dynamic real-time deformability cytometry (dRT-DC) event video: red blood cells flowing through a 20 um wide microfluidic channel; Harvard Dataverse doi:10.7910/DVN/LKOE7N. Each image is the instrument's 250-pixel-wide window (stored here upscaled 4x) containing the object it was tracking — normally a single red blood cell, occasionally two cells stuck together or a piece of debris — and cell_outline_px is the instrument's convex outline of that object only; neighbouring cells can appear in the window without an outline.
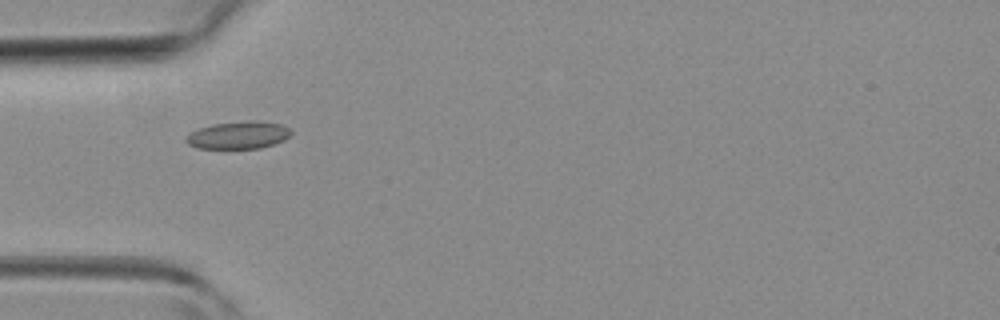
{"species": "common noctule bat (a hibernating species)", "species_latin": "Nyctalus noctula", "temperature_condition": "room temperature", "stored_images_in_passage": 45, "camera_frame_rate_fps": 3000, "um_per_image_px": 0.085, "animal": {"sex": "female", "body_mass_g": 19.3, "forearm_length_mm": 54.1}, "frame": {"image": 1, "passage_image": 14, "time_ms": 4.333, "image_size_px": [1000, 320], "cell_outline_px": [[292, 132], [284, 140], [260, 148], [196, 148], [188, 144], [184, 140], [192, 132], [200, 128], [212, 124], [252, 120], [256, 120], [280, 124], [288, 128]], "centroid_in_image_um": [20.26, 11.48], "position_along_channel_um": 64.7, "area_um2": 16.59}}
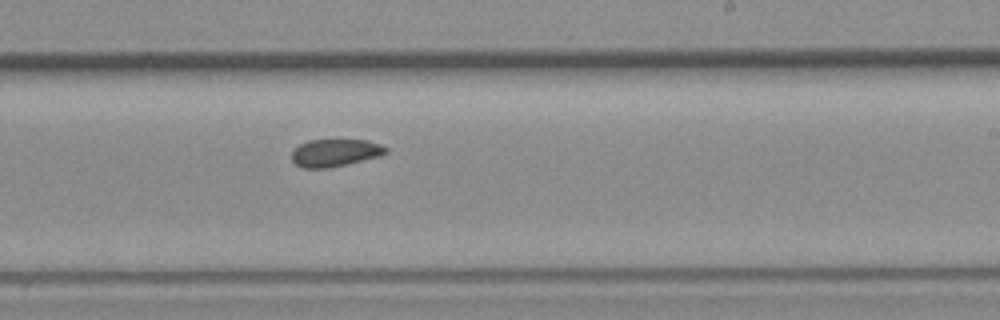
{"frame": {"image": 2, "passage_image": 27, "time_ms": 8.667, "image_size_px": [1000, 320], "cell_outline_px": [[388, 152], [380, 156], [328, 168], [304, 168], [296, 164], [292, 160], [292, 152], [300, 144], [308, 140], [368, 140], [380, 144], [388, 148]], "centroid_in_image_um": [28.5, 12.98], "position_along_channel_um": 260.5, "area_um2": 14.97}}
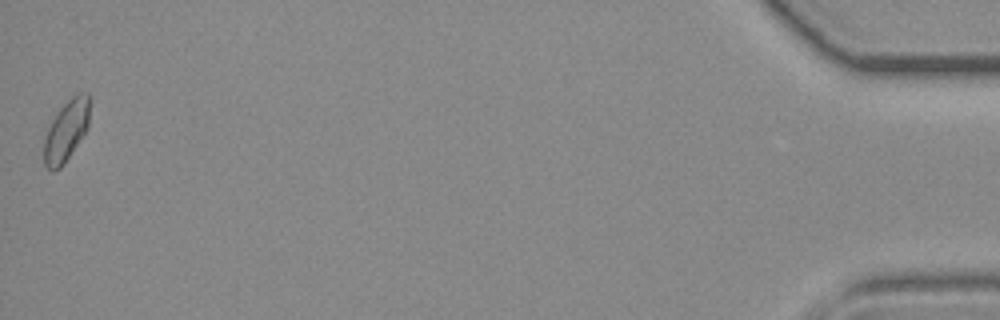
{"frame": {"image": 3, "passage_image": 45, "time_ms": 14.667, "image_size_px": [1000, 320], "cell_outline_px": [[88, 124], [84, 132], [64, 164], [60, 168], [52, 172], [44, 164], [44, 140], [48, 128], [52, 120], [60, 108], [76, 92], [88, 92]], "centroid_in_image_um": [5.6, 11.11], "position_along_channel_um": 429.6, "area_um2": 15.84}}